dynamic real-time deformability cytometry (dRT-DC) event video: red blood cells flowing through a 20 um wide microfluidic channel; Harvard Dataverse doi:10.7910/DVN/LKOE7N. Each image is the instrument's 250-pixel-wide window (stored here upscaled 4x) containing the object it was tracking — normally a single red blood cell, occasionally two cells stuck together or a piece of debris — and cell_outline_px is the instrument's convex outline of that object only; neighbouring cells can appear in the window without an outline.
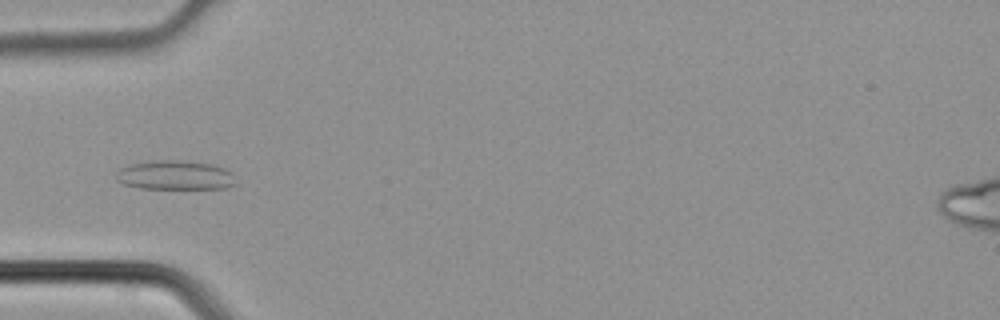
{"species": "common noctule bat (a hibernating species)", "species_latin": "Nyctalus noctula", "temperature_condition": "cold", "stored_images_in_passage": 4, "camera_frame_rate_fps": 3000, "um_per_image_px": 0.085, "animal": {"sex": "male", "body_mass_g": 21.5, "forearm_length_mm": 52.0}, "frame": {"image": 1, "passage_image": 4, "time_ms": 1.0, "image_size_px": [1000, 320], "cell_outline_px": [[236, 184], [224, 188], [140, 188], [124, 184], [116, 180], [116, 172], [120, 168], [132, 164], [152, 160], [180, 160], [212, 164], [224, 168], [232, 172]], "centroid_in_image_um": [14.88, 14.88], "position_along_channel_um": 70.1, "area_um2": 20.35}}